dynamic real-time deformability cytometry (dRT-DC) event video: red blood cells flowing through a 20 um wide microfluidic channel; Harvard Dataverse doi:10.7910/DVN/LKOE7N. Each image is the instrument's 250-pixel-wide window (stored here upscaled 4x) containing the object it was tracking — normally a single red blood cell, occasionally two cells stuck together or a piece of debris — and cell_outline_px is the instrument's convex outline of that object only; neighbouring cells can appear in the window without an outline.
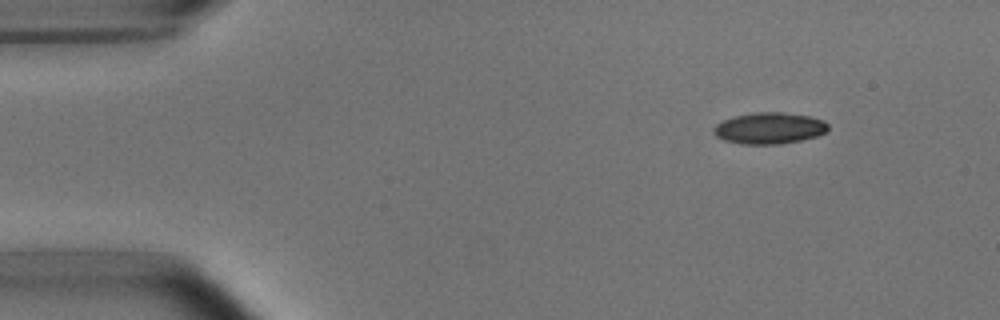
{"species": "common noctule bat (a hibernating species)", "species_latin": "Nyctalus noctula", "temperature_condition": "room temperature", "stored_images_in_passage": 6, "camera_frame_rate_fps": 3000, "um_per_image_px": 0.085, "animal": {"sex": "male", "body_mass_g": 15.6}, "frame": {"image": 1, "passage_image": 1, "time_ms": 0.0, "image_size_px": [1000, 320], "cell_outline_px": [[828, 132], [816, 136], [800, 140], [780, 144], [740, 144], [724, 140], [716, 136], [712, 132], [712, 128], [716, 124], [732, 116], [756, 112], [784, 112], [808, 116], [824, 120], [828, 124]], "centroid_in_image_um": [65.38, 10.89], "position_along_channel_um": 19.6, "area_um2": 21.1}}
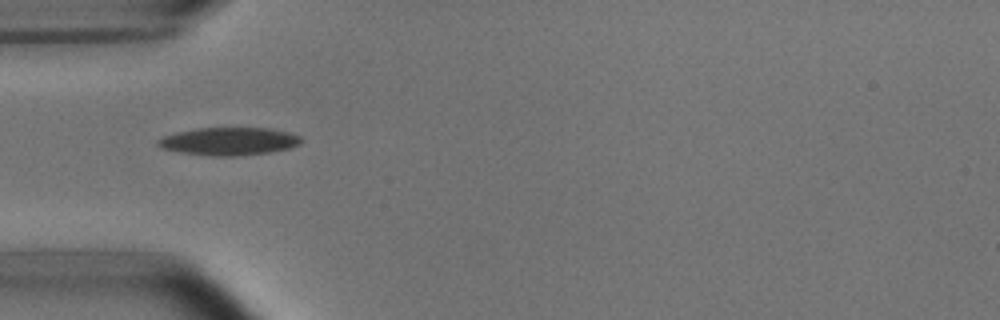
{"frame": {"image": 2, "passage_image": 4, "time_ms": 1.0, "image_size_px": [1000, 320], "cell_outline_px": [[304, 140], [300, 144], [288, 148], [268, 152], [232, 156], [212, 156], [180, 152], [160, 148], [156, 144], [156, 140], [164, 136], [176, 132], [196, 128], [268, 128], [288, 132], [300, 136]], "centroid_in_image_um": [19.43, 12.0], "position_along_channel_um": 65.6, "area_um2": 23.18}}
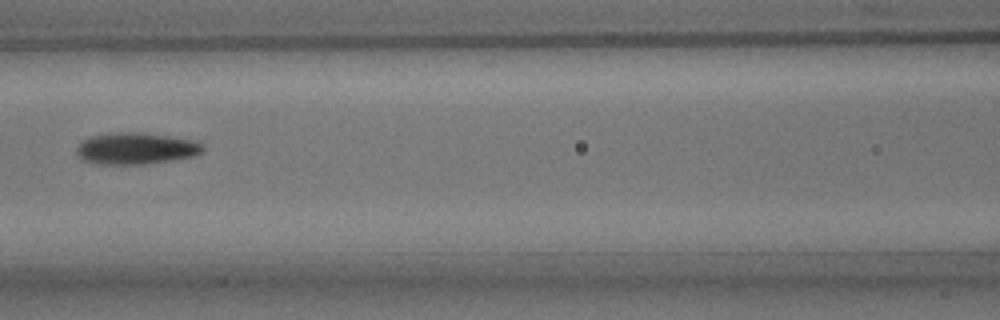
{"frame": {"image": 3, "passage_image": 6, "time_ms": 1.667, "image_size_px": [1000, 320], "cell_outline_px": [[204, 148], [200, 152], [192, 156], [144, 164], [104, 164], [84, 160], [76, 152], [76, 148], [80, 140], [92, 136], [116, 132], [140, 132], [196, 140], [204, 144]], "centroid_in_image_um": [11.54, 12.6], "position_along_channel_um": 155.1, "area_um2": 23.06}}